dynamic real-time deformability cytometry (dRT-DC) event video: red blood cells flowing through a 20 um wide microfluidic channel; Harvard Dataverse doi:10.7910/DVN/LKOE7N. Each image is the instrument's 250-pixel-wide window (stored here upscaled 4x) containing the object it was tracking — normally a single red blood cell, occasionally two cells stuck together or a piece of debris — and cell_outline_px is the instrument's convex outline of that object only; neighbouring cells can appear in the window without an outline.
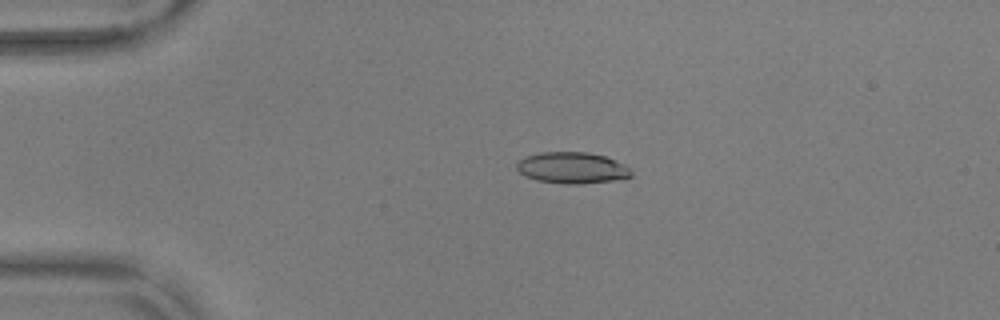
{"species": "common noctule bat (a hibernating species)", "species_latin": "Nyctalus noctula", "temperature_condition": "warm", "stored_images_in_passage": 54, "camera_frame_rate_fps": 3000, "um_per_image_px": 0.085, "animal": {"sex": "male", "body_mass_g": 17.9, "forearm_length_mm": 54.2}, "frame": {"image": 1, "passage_image": 12, "time_ms": 3.667, "image_size_px": [1000, 320], "cell_outline_px": [[632, 176], [612, 180], [580, 184], [564, 184], [536, 180], [524, 176], [516, 168], [516, 164], [524, 156], [540, 152], [588, 152], [604, 156], [624, 164], [632, 172]], "centroid_in_image_um": [48.58, 14.26], "position_along_channel_um": 36.4, "area_um2": 20.87}}
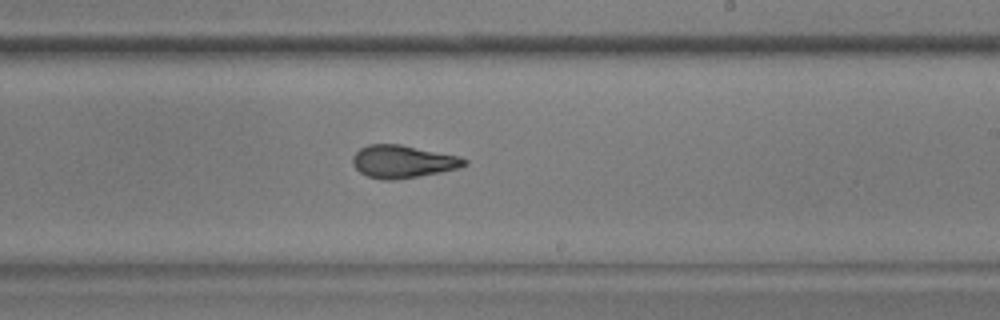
{"frame": {"image": 2, "passage_image": 33, "time_ms": 10.667, "image_size_px": [1000, 320], "cell_outline_px": [[468, 164], [460, 168], [440, 172], [392, 180], [380, 180], [368, 176], [360, 172], [352, 164], [352, 156], [360, 148], [368, 144], [400, 144], [460, 156], [468, 160]], "centroid_in_image_um": [34.24, 13.72], "position_along_channel_um": 254.8, "area_um2": 21.33}}
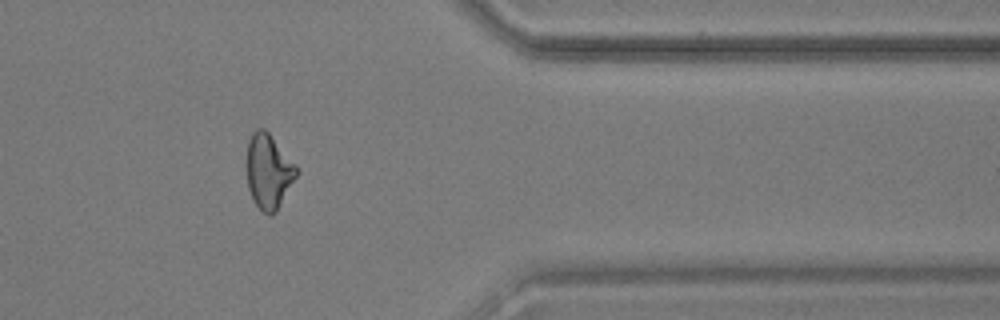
{"frame": {"image": 3, "passage_image": 45, "time_ms": 14.667, "image_size_px": [1000, 320], "cell_outline_px": [[296, 176], [276, 212], [272, 216], [268, 216], [256, 204], [248, 188], [244, 164], [248, 140], [252, 132], [256, 128], [264, 128], [268, 132], [296, 164]], "centroid_in_image_um": [22.77, 14.54], "position_along_channel_um": 388.6, "area_um2": 21.91}, "authors_computed_cell_mechanics": {"area_um2": 21.1837, "velocity_mm_per_s": 3.7083, "shape_relaxation_time_tau1_ms": 10.2494, "shape_relaxation_time_tau2_ms": 1.6368, "deformation_change_tau1": 0.2627, "deformation_change_tau2": 0.0937}}